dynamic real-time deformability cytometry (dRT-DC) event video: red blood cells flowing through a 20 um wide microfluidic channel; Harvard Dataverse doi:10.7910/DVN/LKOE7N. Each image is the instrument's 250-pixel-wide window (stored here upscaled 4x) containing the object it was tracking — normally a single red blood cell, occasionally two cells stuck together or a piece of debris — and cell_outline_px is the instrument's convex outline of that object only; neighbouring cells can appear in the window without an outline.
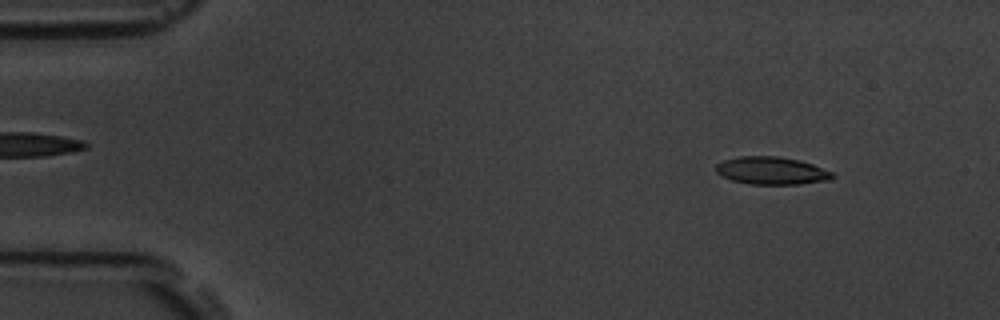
{"species": "common noctule bat (a hibernating species)", "species_latin": "Nyctalus noctula", "temperature_condition": "room temperature", "stored_images_in_passage": 4, "camera_frame_rate_fps": 3000, "um_per_image_px": 0.085, "animal": {"sex": "male", "body_mass_g": 19.5, "forearm_length_mm": 54.6}, "frame": {"image": 1, "passage_image": 1, "time_ms": 0.0, "image_size_px": [1000, 320], "cell_outline_px": [[836, 176], [828, 180], [800, 184], [748, 184], [732, 180], [716, 172], [716, 164], [724, 160], [736, 156], [780, 156], [800, 160], [812, 164], [832, 172]], "centroid_in_image_um": [65.58, 14.5], "position_along_channel_um": 19.4, "area_um2": 18.79}}
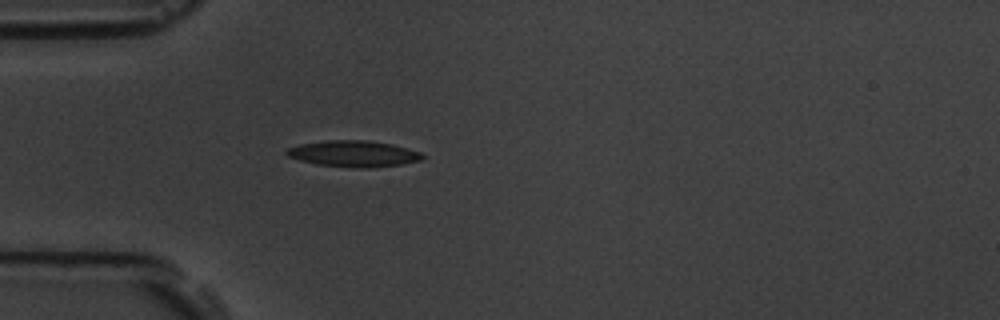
{"frame": {"image": 2, "passage_image": 4, "time_ms": 3.333, "image_size_px": [1000, 320], "cell_outline_px": [[424, 156], [420, 160], [400, 164], [368, 168], [360, 168], [316, 164], [300, 160], [288, 156], [284, 152], [288, 148], [300, 144], [324, 140], [368, 140], [392, 144], [420, 152]], "centroid_in_image_um": [30.02, 13.05], "position_along_channel_um": 55.0, "area_um2": 20.58}}